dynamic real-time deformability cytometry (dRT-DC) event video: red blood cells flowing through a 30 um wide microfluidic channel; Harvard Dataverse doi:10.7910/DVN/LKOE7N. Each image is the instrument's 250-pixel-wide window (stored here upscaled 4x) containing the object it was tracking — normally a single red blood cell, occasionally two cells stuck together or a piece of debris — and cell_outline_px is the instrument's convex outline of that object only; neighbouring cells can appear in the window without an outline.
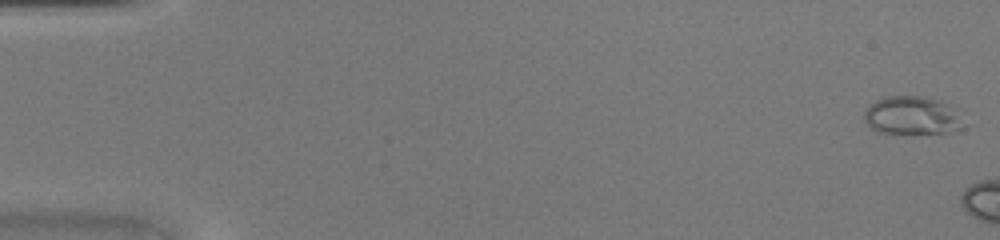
{"species": "common noctule bat (a hibernating species)", "species_latin": "Nyctalus noctula", "temperature_condition": "warm", "stored_images_in_passage": 8, "camera_frame_rate_fps": 3000, "um_per_image_px": 0.085, "animal": {"sex": "female", "body_mass_g": 20.0, "forearm_length_mm": 54.0}, "frame": {"image": 1, "passage_image": 1, "time_ms": 0.0, "image_size_px": [1000, 240], "cell_outline_px": [[960, 128], [952, 132], [908, 136], [888, 136], [872, 128], [864, 120], [864, 112], [868, 104], [884, 96], [928, 96], [940, 100], [960, 108]], "centroid_in_image_um": [77.52, 9.86], "position_along_channel_um": 7.5, "area_um2": 23.47}}